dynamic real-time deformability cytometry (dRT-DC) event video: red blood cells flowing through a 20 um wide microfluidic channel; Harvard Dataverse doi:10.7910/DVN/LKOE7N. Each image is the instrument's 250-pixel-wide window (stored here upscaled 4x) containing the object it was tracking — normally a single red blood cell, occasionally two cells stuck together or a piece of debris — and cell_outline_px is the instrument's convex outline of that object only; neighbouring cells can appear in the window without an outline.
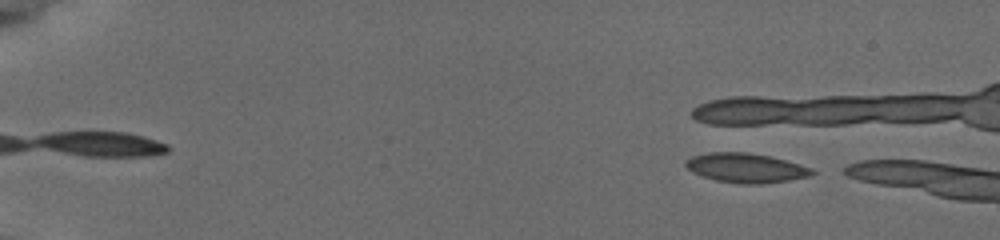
{"species": "common noctule bat (a hibernating species)", "species_latin": "Nyctalus noctula", "temperature_condition": "cold", "stored_images_in_passage": 4, "camera_frame_rate_fps": 3000, "um_per_image_px": 0.085, "animal": {"sex": "female", "body_mass_g": 19.5, "forearm_length_mm": 54.1}, "frame": {"image": 1, "passage_image": 2, "time_ms": 0.333, "image_size_px": [1000, 240], "cell_outline_px": [[816, 172], [808, 176], [788, 180], [760, 184], [744, 184], [716, 180], [692, 172], [684, 164], [684, 160], [692, 156], [708, 152], [748, 152], [768, 156], [784, 160], [812, 168]], "centroid_in_image_um": [63.36, 14.26], "position_along_channel_um": 21.6, "area_um2": 21.44}}